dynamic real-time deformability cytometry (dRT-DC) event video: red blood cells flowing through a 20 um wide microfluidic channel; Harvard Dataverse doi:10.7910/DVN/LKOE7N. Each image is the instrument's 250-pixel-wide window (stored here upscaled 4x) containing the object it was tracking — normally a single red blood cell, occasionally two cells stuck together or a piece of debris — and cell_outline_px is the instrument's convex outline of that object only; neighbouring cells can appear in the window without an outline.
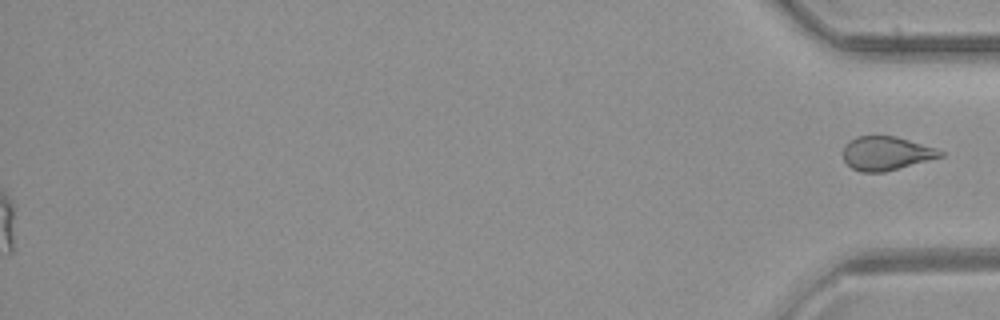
{"species": "common noctule bat (a hibernating species)", "species_latin": "Nyctalus noctula", "temperature_condition": "room temperature", "stored_images_in_passage": 38, "segment_of_instrument_passage": [2, 2], "camera_frame_rate_fps": 3000, "um_per_image_px": 0.085, "animal": {"sex": "female", "body_mass_g": 21.9}, "frame": {"image": 1, "passage_image": 38, "time_ms": 12.333, "image_size_px": [1000, 320], "cell_outline_px": [[944, 156], [884, 172], [860, 172], [852, 168], [844, 160], [844, 148], [856, 136], [896, 136], [936, 148], [944, 152]], "centroid_in_image_um": [75.36, 13.04], "position_along_channel_um": 359.8, "area_um2": 18.9}}